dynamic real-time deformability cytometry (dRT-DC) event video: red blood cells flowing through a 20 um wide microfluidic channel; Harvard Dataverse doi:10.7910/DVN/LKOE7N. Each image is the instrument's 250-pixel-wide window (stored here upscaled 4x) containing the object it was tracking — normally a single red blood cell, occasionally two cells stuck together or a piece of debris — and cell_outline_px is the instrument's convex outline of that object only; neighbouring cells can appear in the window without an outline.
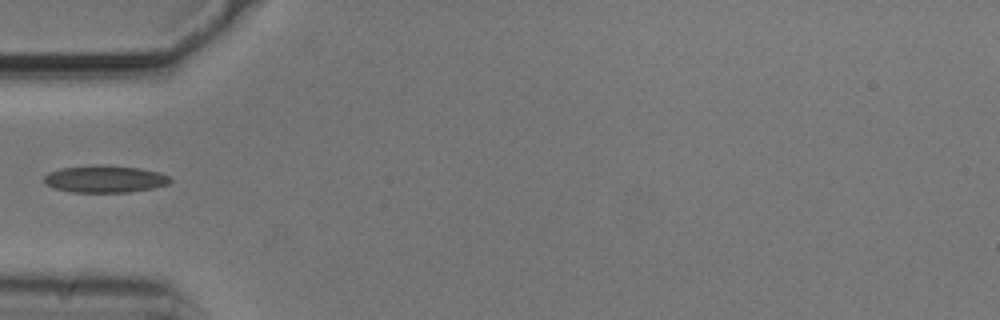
{"species": "common noctule bat (a hibernating species)", "species_latin": "Nyctalus noctula", "temperature_condition": "cold", "stored_images_in_passage": 37, "camera_frame_rate_fps": 3000, "um_per_image_px": 0.085, "animal": {"sex": "male", "body_mass_g": 20.5, "forearm_length_mm": 52.5}, "frame": {"image": 1, "passage_image": 1, "time_ms": 0.0, "image_size_px": [1000, 320], "cell_outline_px": [[172, 180], [168, 184], [152, 188], [128, 192], [72, 192], [52, 188], [44, 180], [44, 176], [48, 172], [60, 168], [96, 164], [100, 164], [140, 168], [160, 172], [168, 176]], "centroid_in_image_um": [8.9, 15.2], "position_along_channel_um": 76.1, "area_um2": 20.06}}
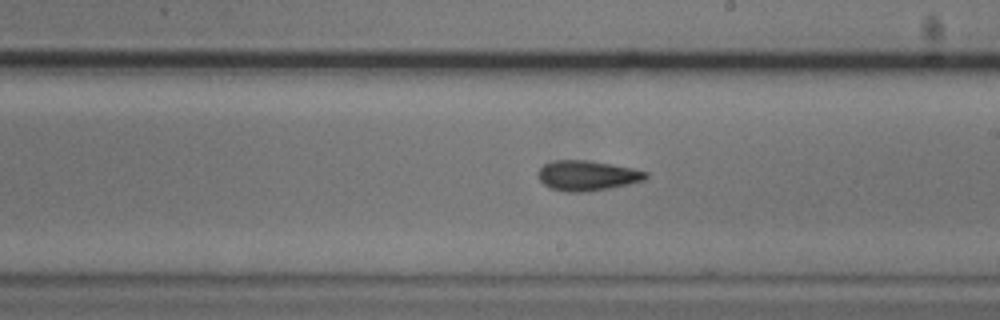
{"frame": {"image": 2, "passage_image": 14, "time_ms": 4.333, "image_size_px": [1000, 320], "cell_outline_px": [[648, 176], [644, 180], [628, 184], [588, 192], [564, 192], [552, 188], [544, 184], [536, 176], [536, 172], [544, 164], [552, 160], [588, 160], [612, 164], [632, 168], [648, 172]], "centroid_in_image_um": [49.88, 14.92], "position_along_channel_um": 239.1, "area_um2": 19.02}}
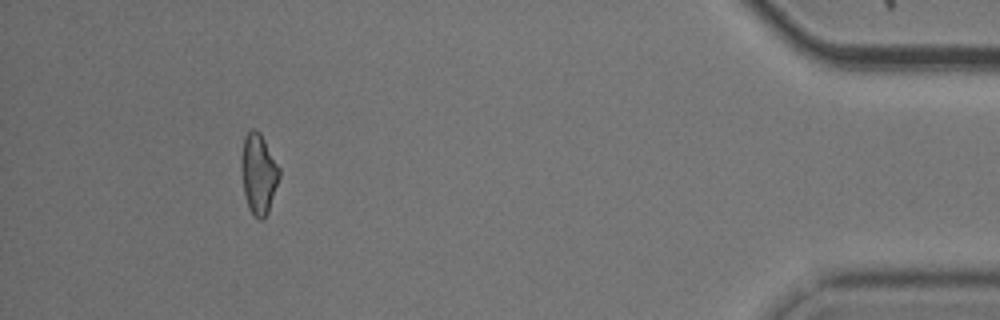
{"frame": {"image": 3, "passage_image": 33, "time_ms": 10.667, "image_size_px": [1000, 320], "cell_outline_px": [[280, 176], [268, 212], [264, 220], [260, 220], [248, 208], [244, 192], [240, 168], [240, 160], [244, 136], [252, 128], [256, 128], [260, 132], [280, 168]], "centroid_in_image_um": [21.96, 14.74], "position_along_channel_um": 413.2, "area_um2": 17.92}}